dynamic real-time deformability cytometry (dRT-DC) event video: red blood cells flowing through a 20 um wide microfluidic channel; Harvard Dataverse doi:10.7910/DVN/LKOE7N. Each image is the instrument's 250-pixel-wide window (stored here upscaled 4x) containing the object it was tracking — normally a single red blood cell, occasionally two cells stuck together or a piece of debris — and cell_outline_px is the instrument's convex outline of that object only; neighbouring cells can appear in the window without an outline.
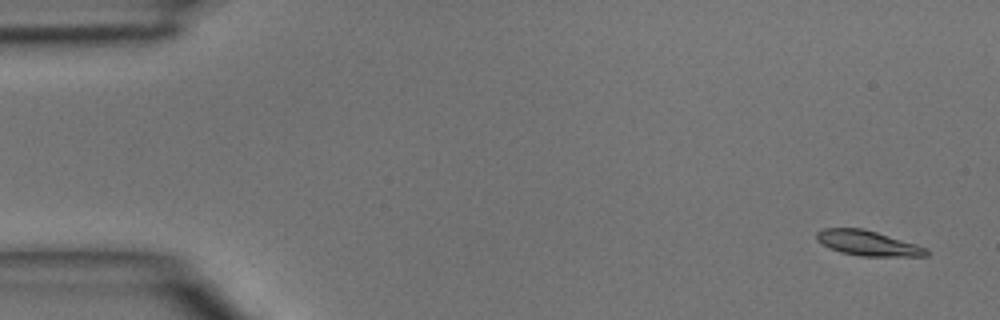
{"species": "common noctule bat (a hibernating species)", "species_latin": "Nyctalus noctula", "temperature_condition": "room temperature", "stored_images_in_passage": 3, "camera_frame_rate_fps": 3000, "um_per_image_px": 0.085, "animal": {"sex": "male", "body_mass_g": 15.6}, "frame": {"image": 1, "passage_image": 1, "time_ms": 0.0, "image_size_px": [1000, 320], "cell_outline_px": [[928, 256], [860, 256], [840, 252], [816, 240], [816, 232], [824, 228], [864, 228], [916, 244], [928, 248]], "centroid_in_image_um": [73.78, 20.66], "position_along_channel_um": 11.2, "area_um2": 15.95}}